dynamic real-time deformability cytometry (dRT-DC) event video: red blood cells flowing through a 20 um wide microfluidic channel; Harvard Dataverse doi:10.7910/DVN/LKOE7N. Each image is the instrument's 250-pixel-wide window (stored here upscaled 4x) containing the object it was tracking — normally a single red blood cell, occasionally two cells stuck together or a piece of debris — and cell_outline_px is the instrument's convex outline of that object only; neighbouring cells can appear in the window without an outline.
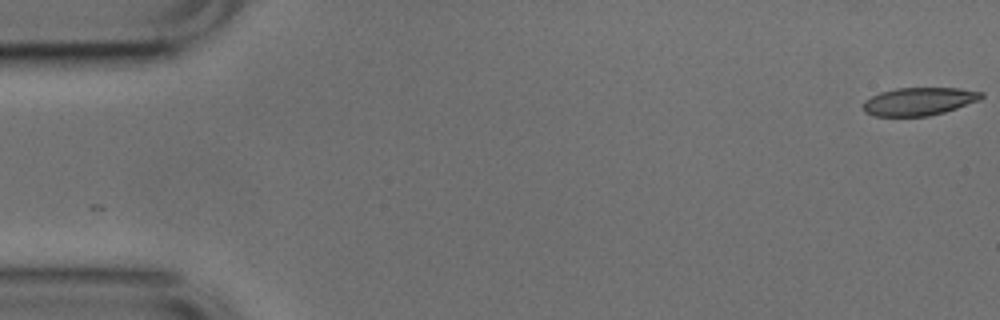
{"species": "common noctule bat (a hibernating species)", "species_latin": "Nyctalus noctula", "temperature_condition": "cold", "stored_images_in_passage": 5, "camera_frame_rate_fps": 3000, "um_per_image_px": 0.085, "animal": {"sex": "male", "body_mass_g": 17.9, "forearm_length_mm": 54.2}, "frame": {"image": 1, "passage_image": 1, "time_ms": 0.0, "image_size_px": [1000, 320], "cell_outline_px": [[984, 96], [980, 100], [944, 112], [928, 116], [876, 116], [864, 112], [864, 100], [880, 92], [896, 88], [960, 88], [984, 92]], "centroid_in_image_um": [78.13, 8.61], "position_along_channel_um": 6.9, "area_um2": 19.25}}